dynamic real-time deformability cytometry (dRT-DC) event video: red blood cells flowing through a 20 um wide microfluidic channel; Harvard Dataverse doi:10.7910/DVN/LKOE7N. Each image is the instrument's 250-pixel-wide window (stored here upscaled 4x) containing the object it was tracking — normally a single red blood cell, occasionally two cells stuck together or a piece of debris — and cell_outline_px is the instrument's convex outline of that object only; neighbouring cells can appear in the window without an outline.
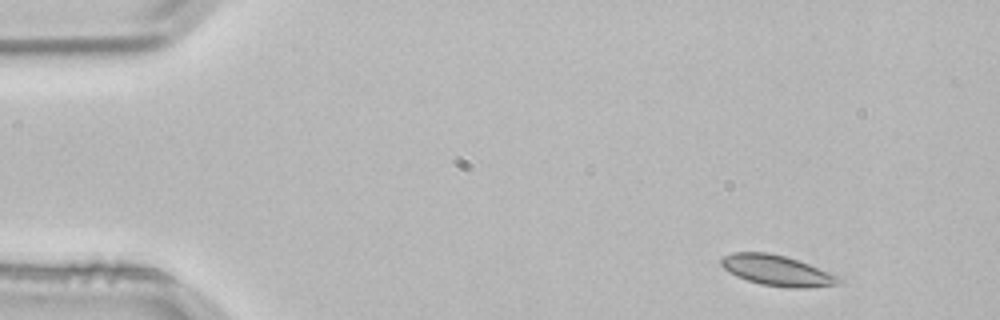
{"species": "common noctule bat (a hibernating species)", "species_latin": "Nyctalus noctula", "temperature_condition": "room temperature", "stored_images_in_passage": 3, "camera_frame_rate_fps": 3000, "um_per_image_px": 0.085, "animal": {"sex": "male", "body_mass_g": 21.5, "forearm_length_mm": 52.0}, "frame": {"image": 1, "passage_image": 1, "time_ms": 0.0, "image_size_px": [1000, 320], "cell_outline_px": [[844, 284], [808, 288], [788, 288], [760, 284], [736, 276], [728, 272], [720, 264], [720, 260], [724, 256], [732, 252], [768, 252], [784, 256], [808, 264], [840, 276], [844, 280]], "centroid_in_image_um": [66.09, 23.01], "position_along_channel_um": 18.9, "area_um2": 21.15}}
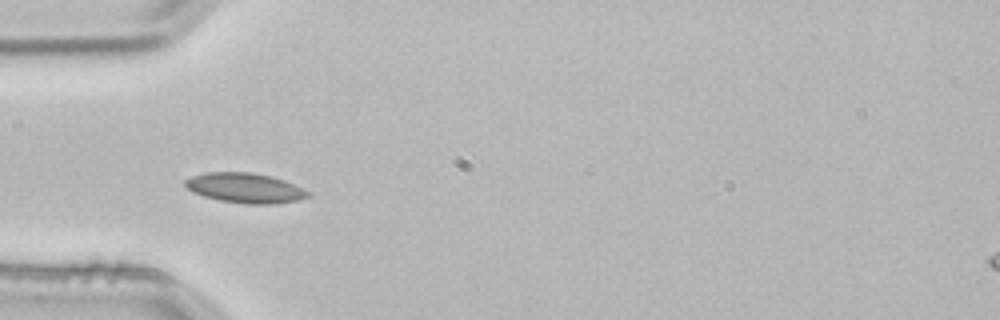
{"frame": {"image": 2, "passage_image": 3, "time_ms": 0.667, "image_size_px": [1000, 320], "cell_outline_px": [[312, 196], [300, 200], [272, 204], [244, 204], [220, 200], [204, 196], [192, 192], [184, 184], [184, 180], [192, 176], [204, 172], [252, 172], [272, 176], [284, 180], [312, 192]], "centroid_in_image_um": [20.87, 15.98], "position_along_channel_um": 64.1, "area_um2": 21.68}}